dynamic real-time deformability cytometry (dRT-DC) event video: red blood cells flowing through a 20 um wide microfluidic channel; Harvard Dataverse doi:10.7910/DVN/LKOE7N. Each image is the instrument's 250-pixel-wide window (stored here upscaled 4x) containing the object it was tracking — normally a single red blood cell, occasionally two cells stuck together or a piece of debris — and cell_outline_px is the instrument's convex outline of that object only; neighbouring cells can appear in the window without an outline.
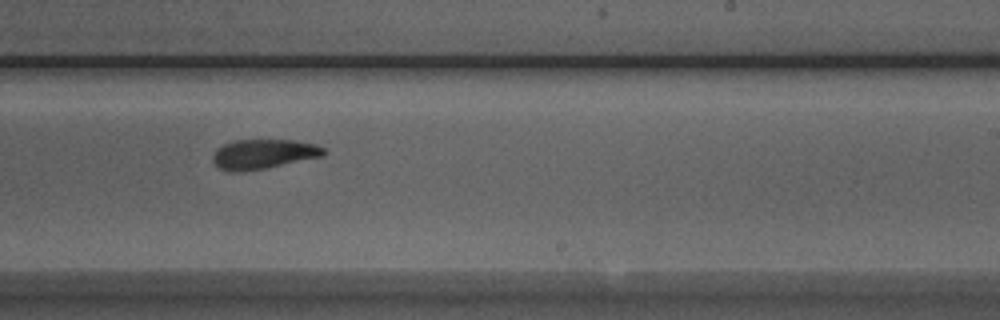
{"species": "Egyptian fruit bat (a non-hibernating species)", "species_latin": "Rousettus aegyptiacus", "temperature_condition": "room temperature", "stored_images_in_passage": 10, "camera_frame_rate_fps": 3000, "um_per_image_px": 0.085, "animal": {"sex": "male"}, "frame": {"image": 1, "passage_image": 9, "time_ms": 2.667, "image_size_px": [1000, 320], "cell_outline_px": [[328, 152], [324, 156], [264, 168], [240, 172], [228, 172], [220, 168], [212, 160], [212, 156], [224, 144], [232, 140], [296, 140], [316, 144], [324, 148]], "centroid_in_image_um": [22.43, 13.09], "position_along_channel_um": 266.6, "area_um2": 19.13}}
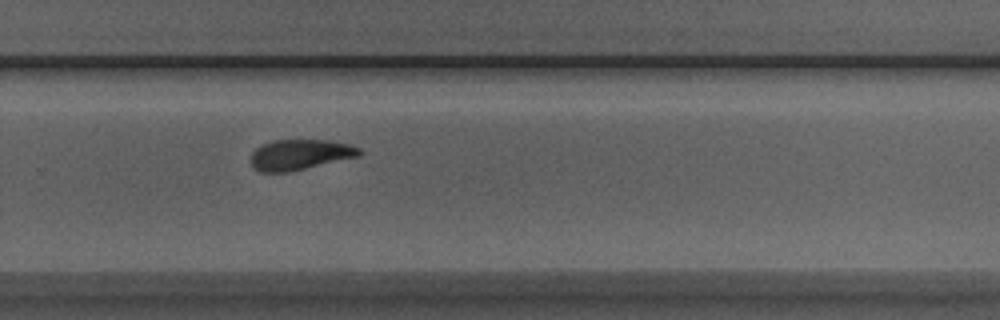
{"frame": {"image": 2, "passage_image": 10, "time_ms": 3.0, "image_size_px": [1000, 320], "cell_outline_px": [[360, 156], [288, 172], [260, 172], [252, 164], [252, 152], [256, 148], [272, 140], [332, 140], [352, 144], [360, 148]], "centroid_in_image_um": [25.54, 13.13], "position_along_channel_um": 304.3, "area_um2": 19.19}}